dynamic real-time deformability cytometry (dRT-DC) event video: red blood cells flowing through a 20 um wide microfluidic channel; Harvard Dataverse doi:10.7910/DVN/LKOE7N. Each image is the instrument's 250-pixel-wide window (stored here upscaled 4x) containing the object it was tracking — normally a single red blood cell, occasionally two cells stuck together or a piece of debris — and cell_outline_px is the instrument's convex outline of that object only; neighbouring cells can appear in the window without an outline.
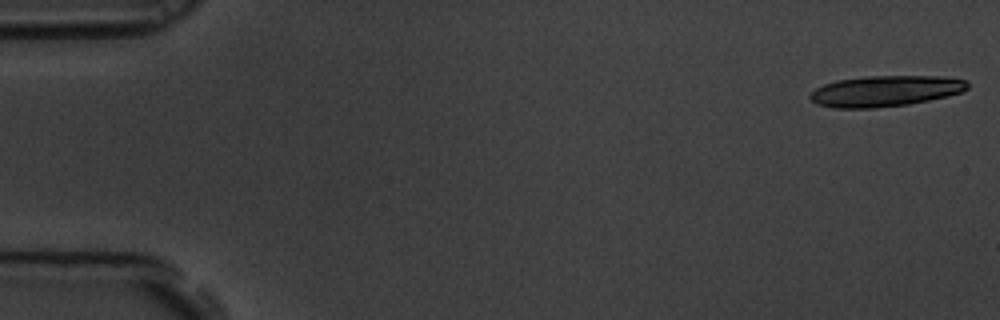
{"species": "common noctule bat (a hibernating species)", "species_latin": "Nyctalus noctula", "temperature_condition": "room temperature", "stored_images_in_passage": 19, "camera_frame_rate_fps": 3000, "um_per_image_px": 0.085, "animal": {"sex": "male", "body_mass_g": 19.5, "forearm_length_mm": 54.6}, "frame": {"image": 1, "passage_image": 1, "time_ms": 0.0, "image_size_px": [1000, 320], "cell_outline_px": [[968, 88], [960, 92], [948, 96], [908, 104], [876, 108], [832, 108], [816, 104], [808, 96], [816, 88], [824, 84], [836, 80], [868, 76], [944, 76], [964, 80], [968, 84]], "centroid_in_image_um": [75.22, 7.74], "position_along_channel_um": 9.8, "area_um2": 28.32}}